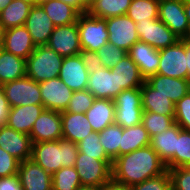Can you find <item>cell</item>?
Masks as SVG:
<instances>
[{
    "mask_svg": "<svg viewBox=\"0 0 190 190\" xmlns=\"http://www.w3.org/2000/svg\"><path fill=\"white\" fill-rule=\"evenodd\" d=\"M77 145L79 152L84 153L87 156L99 160H111L101 145L98 132L90 133V135L82 139Z\"/></svg>",
    "mask_w": 190,
    "mask_h": 190,
    "instance_id": "74e56055",
    "label": "cell"
},
{
    "mask_svg": "<svg viewBox=\"0 0 190 190\" xmlns=\"http://www.w3.org/2000/svg\"><path fill=\"white\" fill-rule=\"evenodd\" d=\"M106 23L109 43L128 52L139 41L136 23L127 15L108 18Z\"/></svg>",
    "mask_w": 190,
    "mask_h": 190,
    "instance_id": "8fae6325",
    "label": "cell"
},
{
    "mask_svg": "<svg viewBox=\"0 0 190 190\" xmlns=\"http://www.w3.org/2000/svg\"><path fill=\"white\" fill-rule=\"evenodd\" d=\"M45 109L63 112L67 109L73 91L59 78L39 83Z\"/></svg>",
    "mask_w": 190,
    "mask_h": 190,
    "instance_id": "5bb4252c",
    "label": "cell"
},
{
    "mask_svg": "<svg viewBox=\"0 0 190 190\" xmlns=\"http://www.w3.org/2000/svg\"><path fill=\"white\" fill-rule=\"evenodd\" d=\"M112 180L132 187L164 173L167 168L149 145L117 157L112 163Z\"/></svg>",
    "mask_w": 190,
    "mask_h": 190,
    "instance_id": "6da1fadb",
    "label": "cell"
},
{
    "mask_svg": "<svg viewBox=\"0 0 190 190\" xmlns=\"http://www.w3.org/2000/svg\"><path fill=\"white\" fill-rule=\"evenodd\" d=\"M82 50L97 51L108 42L106 19L82 13L77 19Z\"/></svg>",
    "mask_w": 190,
    "mask_h": 190,
    "instance_id": "8992f818",
    "label": "cell"
},
{
    "mask_svg": "<svg viewBox=\"0 0 190 190\" xmlns=\"http://www.w3.org/2000/svg\"><path fill=\"white\" fill-rule=\"evenodd\" d=\"M122 133L123 127L116 123L109 125L99 132L101 145L112 161L119 157V145H121Z\"/></svg>",
    "mask_w": 190,
    "mask_h": 190,
    "instance_id": "836d02e7",
    "label": "cell"
},
{
    "mask_svg": "<svg viewBox=\"0 0 190 190\" xmlns=\"http://www.w3.org/2000/svg\"><path fill=\"white\" fill-rule=\"evenodd\" d=\"M49 1H51V0H34V5L41 6V5L45 4V3H48Z\"/></svg>",
    "mask_w": 190,
    "mask_h": 190,
    "instance_id": "680465c9",
    "label": "cell"
},
{
    "mask_svg": "<svg viewBox=\"0 0 190 190\" xmlns=\"http://www.w3.org/2000/svg\"><path fill=\"white\" fill-rule=\"evenodd\" d=\"M158 18L179 39L189 38V21L184 11V0H159Z\"/></svg>",
    "mask_w": 190,
    "mask_h": 190,
    "instance_id": "9c48e42d",
    "label": "cell"
},
{
    "mask_svg": "<svg viewBox=\"0 0 190 190\" xmlns=\"http://www.w3.org/2000/svg\"><path fill=\"white\" fill-rule=\"evenodd\" d=\"M10 107L43 105L39 83L28 76L2 85Z\"/></svg>",
    "mask_w": 190,
    "mask_h": 190,
    "instance_id": "ba28073f",
    "label": "cell"
},
{
    "mask_svg": "<svg viewBox=\"0 0 190 190\" xmlns=\"http://www.w3.org/2000/svg\"><path fill=\"white\" fill-rule=\"evenodd\" d=\"M32 37L25 26L9 28L5 31L3 49L23 59H27L35 49Z\"/></svg>",
    "mask_w": 190,
    "mask_h": 190,
    "instance_id": "7402d4cb",
    "label": "cell"
},
{
    "mask_svg": "<svg viewBox=\"0 0 190 190\" xmlns=\"http://www.w3.org/2000/svg\"><path fill=\"white\" fill-rule=\"evenodd\" d=\"M0 190H22L18 176L0 178Z\"/></svg>",
    "mask_w": 190,
    "mask_h": 190,
    "instance_id": "c3c4849f",
    "label": "cell"
},
{
    "mask_svg": "<svg viewBox=\"0 0 190 190\" xmlns=\"http://www.w3.org/2000/svg\"><path fill=\"white\" fill-rule=\"evenodd\" d=\"M175 123L170 116L160 115L153 112L143 111L141 124L147 130L149 137L167 130Z\"/></svg>",
    "mask_w": 190,
    "mask_h": 190,
    "instance_id": "8d00e7d4",
    "label": "cell"
},
{
    "mask_svg": "<svg viewBox=\"0 0 190 190\" xmlns=\"http://www.w3.org/2000/svg\"><path fill=\"white\" fill-rule=\"evenodd\" d=\"M172 190H190V167L168 169Z\"/></svg>",
    "mask_w": 190,
    "mask_h": 190,
    "instance_id": "ee69618b",
    "label": "cell"
},
{
    "mask_svg": "<svg viewBox=\"0 0 190 190\" xmlns=\"http://www.w3.org/2000/svg\"><path fill=\"white\" fill-rule=\"evenodd\" d=\"M17 176L22 190H52V174L31 159L20 162Z\"/></svg>",
    "mask_w": 190,
    "mask_h": 190,
    "instance_id": "2e32d148",
    "label": "cell"
},
{
    "mask_svg": "<svg viewBox=\"0 0 190 190\" xmlns=\"http://www.w3.org/2000/svg\"><path fill=\"white\" fill-rule=\"evenodd\" d=\"M112 160H99L78 152L75 169L82 186L100 187L112 179Z\"/></svg>",
    "mask_w": 190,
    "mask_h": 190,
    "instance_id": "5b68a950",
    "label": "cell"
},
{
    "mask_svg": "<svg viewBox=\"0 0 190 190\" xmlns=\"http://www.w3.org/2000/svg\"><path fill=\"white\" fill-rule=\"evenodd\" d=\"M177 167H190V131L180 126L176 137L175 168Z\"/></svg>",
    "mask_w": 190,
    "mask_h": 190,
    "instance_id": "f35d334b",
    "label": "cell"
},
{
    "mask_svg": "<svg viewBox=\"0 0 190 190\" xmlns=\"http://www.w3.org/2000/svg\"><path fill=\"white\" fill-rule=\"evenodd\" d=\"M63 59L47 45L37 46L26 59V76L38 83L57 78Z\"/></svg>",
    "mask_w": 190,
    "mask_h": 190,
    "instance_id": "3957f363",
    "label": "cell"
},
{
    "mask_svg": "<svg viewBox=\"0 0 190 190\" xmlns=\"http://www.w3.org/2000/svg\"><path fill=\"white\" fill-rule=\"evenodd\" d=\"M95 97L88 90L73 91L68 107L63 112L86 113L93 105Z\"/></svg>",
    "mask_w": 190,
    "mask_h": 190,
    "instance_id": "ab89813d",
    "label": "cell"
},
{
    "mask_svg": "<svg viewBox=\"0 0 190 190\" xmlns=\"http://www.w3.org/2000/svg\"><path fill=\"white\" fill-rule=\"evenodd\" d=\"M94 0H78V12L80 14L87 13L89 7L93 4Z\"/></svg>",
    "mask_w": 190,
    "mask_h": 190,
    "instance_id": "f907efd6",
    "label": "cell"
},
{
    "mask_svg": "<svg viewBox=\"0 0 190 190\" xmlns=\"http://www.w3.org/2000/svg\"><path fill=\"white\" fill-rule=\"evenodd\" d=\"M115 123L123 128L141 124L142 96L140 88L122 90L114 99Z\"/></svg>",
    "mask_w": 190,
    "mask_h": 190,
    "instance_id": "277c9868",
    "label": "cell"
},
{
    "mask_svg": "<svg viewBox=\"0 0 190 190\" xmlns=\"http://www.w3.org/2000/svg\"><path fill=\"white\" fill-rule=\"evenodd\" d=\"M158 93L168 96L175 104L190 91V80L155 74L146 80Z\"/></svg>",
    "mask_w": 190,
    "mask_h": 190,
    "instance_id": "cb8c5ba5",
    "label": "cell"
},
{
    "mask_svg": "<svg viewBox=\"0 0 190 190\" xmlns=\"http://www.w3.org/2000/svg\"><path fill=\"white\" fill-rule=\"evenodd\" d=\"M95 52L102 61V66L105 68H112L127 55V51L109 42Z\"/></svg>",
    "mask_w": 190,
    "mask_h": 190,
    "instance_id": "60d3db41",
    "label": "cell"
},
{
    "mask_svg": "<svg viewBox=\"0 0 190 190\" xmlns=\"http://www.w3.org/2000/svg\"><path fill=\"white\" fill-rule=\"evenodd\" d=\"M20 161L0 147V178L17 175Z\"/></svg>",
    "mask_w": 190,
    "mask_h": 190,
    "instance_id": "f6af8a7d",
    "label": "cell"
},
{
    "mask_svg": "<svg viewBox=\"0 0 190 190\" xmlns=\"http://www.w3.org/2000/svg\"><path fill=\"white\" fill-rule=\"evenodd\" d=\"M70 6H73L78 11V0H60Z\"/></svg>",
    "mask_w": 190,
    "mask_h": 190,
    "instance_id": "11a10c76",
    "label": "cell"
},
{
    "mask_svg": "<svg viewBox=\"0 0 190 190\" xmlns=\"http://www.w3.org/2000/svg\"><path fill=\"white\" fill-rule=\"evenodd\" d=\"M175 123L190 131V91L175 104Z\"/></svg>",
    "mask_w": 190,
    "mask_h": 190,
    "instance_id": "7bdbcfd3",
    "label": "cell"
},
{
    "mask_svg": "<svg viewBox=\"0 0 190 190\" xmlns=\"http://www.w3.org/2000/svg\"><path fill=\"white\" fill-rule=\"evenodd\" d=\"M21 1L30 2L34 5V0H21Z\"/></svg>",
    "mask_w": 190,
    "mask_h": 190,
    "instance_id": "91938a15",
    "label": "cell"
},
{
    "mask_svg": "<svg viewBox=\"0 0 190 190\" xmlns=\"http://www.w3.org/2000/svg\"><path fill=\"white\" fill-rule=\"evenodd\" d=\"M44 109L43 105L36 104L12 107L6 125L18 132L30 135L36 119Z\"/></svg>",
    "mask_w": 190,
    "mask_h": 190,
    "instance_id": "d4e9b609",
    "label": "cell"
},
{
    "mask_svg": "<svg viewBox=\"0 0 190 190\" xmlns=\"http://www.w3.org/2000/svg\"><path fill=\"white\" fill-rule=\"evenodd\" d=\"M127 54L137 64L141 76L145 80L157 74L160 61L159 50L145 42L138 41L132 45Z\"/></svg>",
    "mask_w": 190,
    "mask_h": 190,
    "instance_id": "ffe728a7",
    "label": "cell"
},
{
    "mask_svg": "<svg viewBox=\"0 0 190 190\" xmlns=\"http://www.w3.org/2000/svg\"><path fill=\"white\" fill-rule=\"evenodd\" d=\"M26 76V60L0 49V85Z\"/></svg>",
    "mask_w": 190,
    "mask_h": 190,
    "instance_id": "f1b7e54d",
    "label": "cell"
},
{
    "mask_svg": "<svg viewBox=\"0 0 190 190\" xmlns=\"http://www.w3.org/2000/svg\"><path fill=\"white\" fill-rule=\"evenodd\" d=\"M10 109L3 87L0 85V127L7 124Z\"/></svg>",
    "mask_w": 190,
    "mask_h": 190,
    "instance_id": "7dc6e473",
    "label": "cell"
},
{
    "mask_svg": "<svg viewBox=\"0 0 190 190\" xmlns=\"http://www.w3.org/2000/svg\"><path fill=\"white\" fill-rule=\"evenodd\" d=\"M143 111L175 118V103L161 93H158L146 80L141 86Z\"/></svg>",
    "mask_w": 190,
    "mask_h": 190,
    "instance_id": "603a6c76",
    "label": "cell"
},
{
    "mask_svg": "<svg viewBox=\"0 0 190 190\" xmlns=\"http://www.w3.org/2000/svg\"><path fill=\"white\" fill-rule=\"evenodd\" d=\"M24 26L29 31L36 47L48 43L55 27L42 6L39 5H33Z\"/></svg>",
    "mask_w": 190,
    "mask_h": 190,
    "instance_id": "ac0fdd59",
    "label": "cell"
},
{
    "mask_svg": "<svg viewBox=\"0 0 190 190\" xmlns=\"http://www.w3.org/2000/svg\"><path fill=\"white\" fill-rule=\"evenodd\" d=\"M78 152L77 143L61 138L55 141L33 143L31 160L45 171L54 174L62 167H73Z\"/></svg>",
    "mask_w": 190,
    "mask_h": 190,
    "instance_id": "7a4b0ae2",
    "label": "cell"
},
{
    "mask_svg": "<svg viewBox=\"0 0 190 190\" xmlns=\"http://www.w3.org/2000/svg\"><path fill=\"white\" fill-rule=\"evenodd\" d=\"M157 74L172 78L188 79L186 39L159 50Z\"/></svg>",
    "mask_w": 190,
    "mask_h": 190,
    "instance_id": "52a82bcc",
    "label": "cell"
},
{
    "mask_svg": "<svg viewBox=\"0 0 190 190\" xmlns=\"http://www.w3.org/2000/svg\"><path fill=\"white\" fill-rule=\"evenodd\" d=\"M139 41L145 42L157 50L175 44L179 39L159 18L137 22Z\"/></svg>",
    "mask_w": 190,
    "mask_h": 190,
    "instance_id": "30bf717a",
    "label": "cell"
},
{
    "mask_svg": "<svg viewBox=\"0 0 190 190\" xmlns=\"http://www.w3.org/2000/svg\"><path fill=\"white\" fill-rule=\"evenodd\" d=\"M81 185L75 167H62L52 174V190H77Z\"/></svg>",
    "mask_w": 190,
    "mask_h": 190,
    "instance_id": "d590c367",
    "label": "cell"
},
{
    "mask_svg": "<svg viewBox=\"0 0 190 190\" xmlns=\"http://www.w3.org/2000/svg\"><path fill=\"white\" fill-rule=\"evenodd\" d=\"M29 136L32 139V143L61 139V112L44 109L40 116L36 119Z\"/></svg>",
    "mask_w": 190,
    "mask_h": 190,
    "instance_id": "4fadbf2b",
    "label": "cell"
},
{
    "mask_svg": "<svg viewBox=\"0 0 190 190\" xmlns=\"http://www.w3.org/2000/svg\"><path fill=\"white\" fill-rule=\"evenodd\" d=\"M46 45L62 57L78 55L82 49L77 22L54 27Z\"/></svg>",
    "mask_w": 190,
    "mask_h": 190,
    "instance_id": "7c38bea8",
    "label": "cell"
},
{
    "mask_svg": "<svg viewBox=\"0 0 190 190\" xmlns=\"http://www.w3.org/2000/svg\"><path fill=\"white\" fill-rule=\"evenodd\" d=\"M179 134V125L174 123L167 130L150 138V146L156 151L167 169L175 168L176 137Z\"/></svg>",
    "mask_w": 190,
    "mask_h": 190,
    "instance_id": "44dd1931",
    "label": "cell"
},
{
    "mask_svg": "<svg viewBox=\"0 0 190 190\" xmlns=\"http://www.w3.org/2000/svg\"><path fill=\"white\" fill-rule=\"evenodd\" d=\"M86 90L97 99L114 100L123 89L117 88L116 71L103 67L89 74Z\"/></svg>",
    "mask_w": 190,
    "mask_h": 190,
    "instance_id": "e0dca14e",
    "label": "cell"
},
{
    "mask_svg": "<svg viewBox=\"0 0 190 190\" xmlns=\"http://www.w3.org/2000/svg\"><path fill=\"white\" fill-rule=\"evenodd\" d=\"M186 58H187L188 80H190V38L186 39Z\"/></svg>",
    "mask_w": 190,
    "mask_h": 190,
    "instance_id": "816d5d0a",
    "label": "cell"
},
{
    "mask_svg": "<svg viewBox=\"0 0 190 190\" xmlns=\"http://www.w3.org/2000/svg\"><path fill=\"white\" fill-rule=\"evenodd\" d=\"M32 145L28 134L18 132L7 125L0 127V147L20 162L31 159Z\"/></svg>",
    "mask_w": 190,
    "mask_h": 190,
    "instance_id": "9a60e30c",
    "label": "cell"
},
{
    "mask_svg": "<svg viewBox=\"0 0 190 190\" xmlns=\"http://www.w3.org/2000/svg\"><path fill=\"white\" fill-rule=\"evenodd\" d=\"M111 69L116 71L117 88H140L145 82L137 64L128 54Z\"/></svg>",
    "mask_w": 190,
    "mask_h": 190,
    "instance_id": "83f0119b",
    "label": "cell"
},
{
    "mask_svg": "<svg viewBox=\"0 0 190 190\" xmlns=\"http://www.w3.org/2000/svg\"><path fill=\"white\" fill-rule=\"evenodd\" d=\"M62 138L79 143L94 132L84 113L61 112Z\"/></svg>",
    "mask_w": 190,
    "mask_h": 190,
    "instance_id": "484cf974",
    "label": "cell"
},
{
    "mask_svg": "<svg viewBox=\"0 0 190 190\" xmlns=\"http://www.w3.org/2000/svg\"><path fill=\"white\" fill-rule=\"evenodd\" d=\"M150 145V137L142 124L123 128L119 156Z\"/></svg>",
    "mask_w": 190,
    "mask_h": 190,
    "instance_id": "4dcf8cb0",
    "label": "cell"
},
{
    "mask_svg": "<svg viewBox=\"0 0 190 190\" xmlns=\"http://www.w3.org/2000/svg\"><path fill=\"white\" fill-rule=\"evenodd\" d=\"M132 0H94L87 10L91 16L108 19L126 15Z\"/></svg>",
    "mask_w": 190,
    "mask_h": 190,
    "instance_id": "d6a6232c",
    "label": "cell"
},
{
    "mask_svg": "<svg viewBox=\"0 0 190 190\" xmlns=\"http://www.w3.org/2000/svg\"><path fill=\"white\" fill-rule=\"evenodd\" d=\"M59 78L72 90H86L89 74L80 54L64 57Z\"/></svg>",
    "mask_w": 190,
    "mask_h": 190,
    "instance_id": "d6986e66",
    "label": "cell"
},
{
    "mask_svg": "<svg viewBox=\"0 0 190 190\" xmlns=\"http://www.w3.org/2000/svg\"><path fill=\"white\" fill-rule=\"evenodd\" d=\"M92 130L101 132L104 128L115 123V103L111 99L95 98L93 105L85 113Z\"/></svg>",
    "mask_w": 190,
    "mask_h": 190,
    "instance_id": "4316f807",
    "label": "cell"
},
{
    "mask_svg": "<svg viewBox=\"0 0 190 190\" xmlns=\"http://www.w3.org/2000/svg\"><path fill=\"white\" fill-rule=\"evenodd\" d=\"M131 190H172L171 178L168 169L155 177L149 178L142 183L130 187Z\"/></svg>",
    "mask_w": 190,
    "mask_h": 190,
    "instance_id": "b9f144b4",
    "label": "cell"
},
{
    "mask_svg": "<svg viewBox=\"0 0 190 190\" xmlns=\"http://www.w3.org/2000/svg\"><path fill=\"white\" fill-rule=\"evenodd\" d=\"M77 190H98V187H94V186H80Z\"/></svg>",
    "mask_w": 190,
    "mask_h": 190,
    "instance_id": "6f0895ef",
    "label": "cell"
},
{
    "mask_svg": "<svg viewBox=\"0 0 190 190\" xmlns=\"http://www.w3.org/2000/svg\"><path fill=\"white\" fill-rule=\"evenodd\" d=\"M159 0H132L126 15L135 23L158 19Z\"/></svg>",
    "mask_w": 190,
    "mask_h": 190,
    "instance_id": "e575fe53",
    "label": "cell"
},
{
    "mask_svg": "<svg viewBox=\"0 0 190 190\" xmlns=\"http://www.w3.org/2000/svg\"><path fill=\"white\" fill-rule=\"evenodd\" d=\"M184 11L189 21V38H190V0H184Z\"/></svg>",
    "mask_w": 190,
    "mask_h": 190,
    "instance_id": "f5cc1de1",
    "label": "cell"
},
{
    "mask_svg": "<svg viewBox=\"0 0 190 190\" xmlns=\"http://www.w3.org/2000/svg\"><path fill=\"white\" fill-rule=\"evenodd\" d=\"M48 17L56 26H65L77 22L80 13L60 0H51L41 5Z\"/></svg>",
    "mask_w": 190,
    "mask_h": 190,
    "instance_id": "1f68e13d",
    "label": "cell"
},
{
    "mask_svg": "<svg viewBox=\"0 0 190 190\" xmlns=\"http://www.w3.org/2000/svg\"><path fill=\"white\" fill-rule=\"evenodd\" d=\"M79 54L88 74L94 73L98 68H103L102 61L95 51L82 50Z\"/></svg>",
    "mask_w": 190,
    "mask_h": 190,
    "instance_id": "bcb514c9",
    "label": "cell"
},
{
    "mask_svg": "<svg viewBox=\"0 0 190 190\" xmlns=\"http://www.w3.org/2000/svg\"><path fill=\"white\" fill-rule=\"evenodd\" d=\"M33 4L21 0H12L0 12V23L7 30L9 28L24 26Z\"/></svg>",
    "mask_w": 190,
    "mask_h": 190,
    "instance_id": "f546056e",
    "label": "cell"
},
{
    "mask_svg": "<svg viewBox=\"0 0 190 190\" xmlns=\"http://www.w3.org/2000/svg\"><path fill=\"white\" fill-rule=\"evenodd\" d=\"M5 31L6 29L3 27V25L0 23V49L3 48L4 44V37H5Z\"/></svg>",
    "mask_w": 190,
    "mask_h": 190,
    "instance_id": "db71d44e",
    "label": "cell"
},
{
    "mask_svg": "<svg viewBox=\"0 0 190 190\" xmlns=\"http://www.w3.org/2000/svg\"><path fill=\"white\" fill-rule=\"evenodd\" d=\"M12 0H0V12L4 10V8L10 4Z\"/></svg>",
    "mask_w": 190,
    "mask_h": 190,
    "instance_id": "9f6ffc18",
    "label": "cell"
},
{
    "mask_svg": "<svg viewBox=\"0 0 190 190\" xmlns=\"http://www.w3.org/2000/svg\"><path fill=\"white\" fill-rule=\"evenodd\" d=\"M98 190H131V189L130 187H127L124 184L117 183L111 179L109 182L102 184L100 187H98Z\"/></svg>",
    "mask_w": 190,
    "mask_h": 190,
    "instance_id": "681fc988",
    "label": "cell"
}]
</instances>
